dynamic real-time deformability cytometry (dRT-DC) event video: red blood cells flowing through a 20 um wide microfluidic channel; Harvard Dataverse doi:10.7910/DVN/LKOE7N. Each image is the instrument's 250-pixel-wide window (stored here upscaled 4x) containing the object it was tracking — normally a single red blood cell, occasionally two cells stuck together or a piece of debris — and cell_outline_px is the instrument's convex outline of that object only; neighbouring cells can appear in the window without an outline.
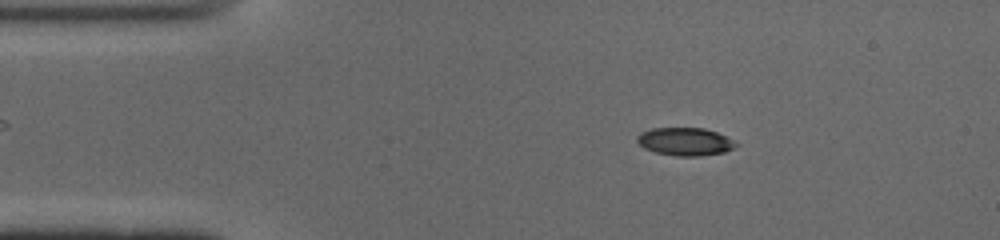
{"species": "common noctule bat (a hibernating species)", "species_latin": "Nyctalus noctula", "temperature_condition": "cold", "stored_images_in_passage": 50, "camera_frame_rate_fps": 3000, "um_per_image_px": 0.085, "animal": {"sex": "male", "body_mass_g": 19.0, "forearm_length_mm": 50.8}, "frame": {"image": 1, "passage_image": 8, "time_ms": 2.333, "image_size_px": [1000, 240], "cell_outline_px": [[740, 144], [724, 152], [700, 156], [676, 156], [656, 152], [644, 148], [636, 140], [636, 136], [640, 132], [652, 128], [704, 128], [716, 132]], "centroid_in_image_um": [58.2, 12.03], "position_along_channel_um": 26.8, "area_um2": 16.01}}
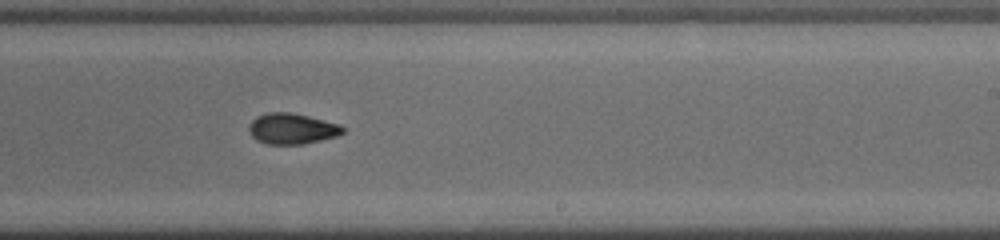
{"frame": {"image": 2, "passage_image": 30, "time_ms": 9.667, "image_size_px": [1000, 240], "cell_outline_px": [[348, 128], [344, 132], [336, 136], [304, 144], [264, 144], [256, 140], [248, 132], [248, 128], [252, 120], [256, 116], [268, 112], [288, 112], [308, 116], [340, 124]], "centroid_in_image_um": [24.81, 10.94], "position_along_channel_um": 264.2, "area_um2": 16.99}}
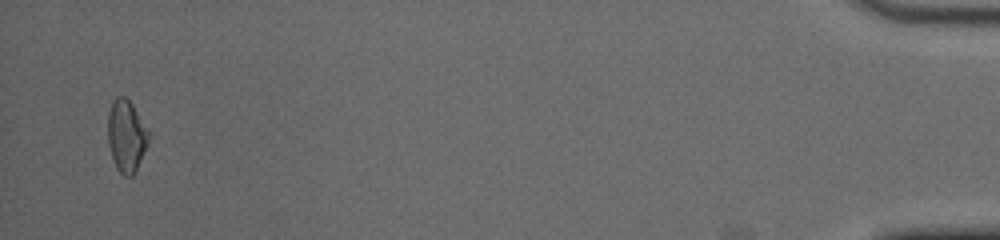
{"frame": {"image": 3, "passage_image": 49, "time_ms": 16.0, "image_size_px": [1000, 240], "cell_outline_px": [[148, 144], [136, 172], [132, 176], [124, 176], [116, 168], [112, 160], [108, 144], [108, 116], [112, 104], [116, 96], [124, 96], [132, 104], [148, 128]], "centroid_in_image_um": [10.74, 11.59], "position_along_channel_um": 424.5, "area_um2": 17.17}, "authors_computed_cell_mechanics": {"area_um2": 16.3863, "velocity_mm_per_s": 3.9459, "shape_relaxation_time_tau1_ms": 4.4638, "shape_relaxation_time_tau2_ms": 3.8031, "deformation_change_tau1": 0.1651, "deformation_change_tau2": 0.0977}}